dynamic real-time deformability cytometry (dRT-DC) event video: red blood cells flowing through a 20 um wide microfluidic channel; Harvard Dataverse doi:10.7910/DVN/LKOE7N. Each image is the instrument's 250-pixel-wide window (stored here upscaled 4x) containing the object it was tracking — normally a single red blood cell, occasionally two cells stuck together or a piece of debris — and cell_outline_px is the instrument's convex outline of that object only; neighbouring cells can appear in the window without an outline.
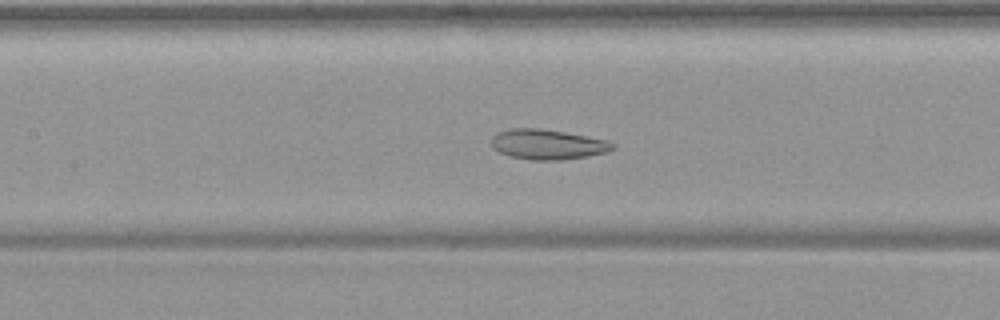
{"species": "common noctule bat (a hibernating species)", "species_latin": "Nyctalus noctula", "temperature_condition": "warm", "stored_images_in_passage": 55, "camera_frame_rate_fps": 3000, "um_per_image_px": 0.085, "animal": {"sex": "female", "body_mass_g": 19.9}, "frame": {"image": 1, "passage_image": 26, "time_ms": 8.333, "image_size_px": [1000, 320], "cell_outline_px": [[616, 148], [608, 152], [588, 156], [560, 160], [532, 160], [512, 156], [500, 152], [492, 148], [492, 136], [496, 132], [512, 128], [540, 128], [564, 132], [608, 140], [616, 144]], "centroid_in_image_um": [46.57, 12.27], "position_along_channel_um": 160.8, "area_um2": 21.33}}
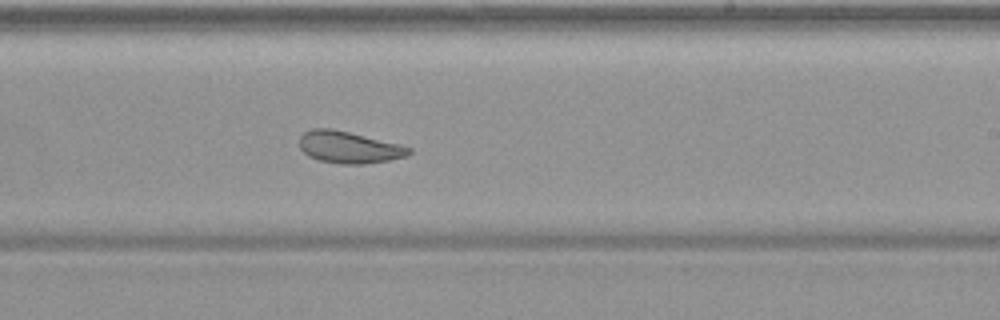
{"frame": {"image": 2, "passage_image": 34, "time_ms": 11.0, "image_size_px": [1000, 320], "cell_outline_px": [[412, 152], [408, 156], [388, 160], [364, 164], [340, 164], [320, 160], [308, 156], [300, 148], [300, 136], [304, 132], [312, 128], [332, 128], [400, 144], [412, 148]], "centroid_in_image_um": [29.67, 12.51], "position_along_channel_um": 259.3, "area_um2": 20.35}}
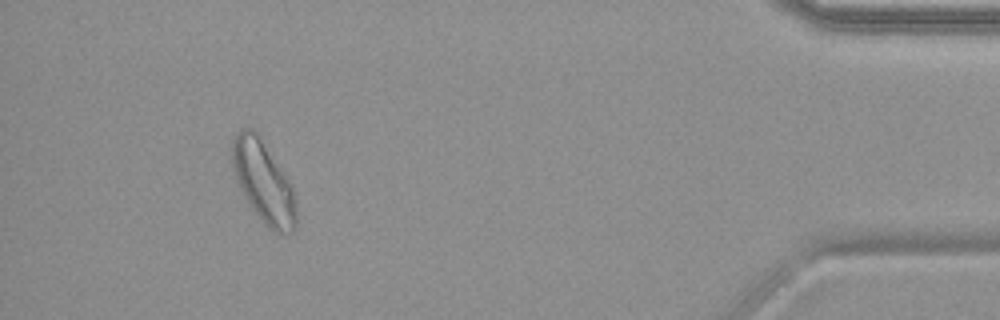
{"frame": {"image": 3, "passage_image": 51, "time_ms": 16.667, "image_size_px": [1000, 320], "cell_outline_px": [[296, 228], [292, 232], [276, 232], [268, 228], [264, 224], [252, 208], [244, 196], [236, 180], [232, 164], [232, 140], [236, 132], [240, 128], [252, 128], [256, 132], [288, 180], [296, 196]], "centroid_in_image_um": [22.38, 15.47], "position_along_channel_um": 412.8, "area_um2": 30.06}, "authors_computed_cell_mechanics": {"area_um2": 26.1834, "velocity_mm_per_s": 3.7116, "shape_relaxation_time_tau1_ms": null, "shape_relaxation_time_tau2_ms": 2.4549, "deformation_change_tau1": null, "deformation_change_tau2": 0.0996}}